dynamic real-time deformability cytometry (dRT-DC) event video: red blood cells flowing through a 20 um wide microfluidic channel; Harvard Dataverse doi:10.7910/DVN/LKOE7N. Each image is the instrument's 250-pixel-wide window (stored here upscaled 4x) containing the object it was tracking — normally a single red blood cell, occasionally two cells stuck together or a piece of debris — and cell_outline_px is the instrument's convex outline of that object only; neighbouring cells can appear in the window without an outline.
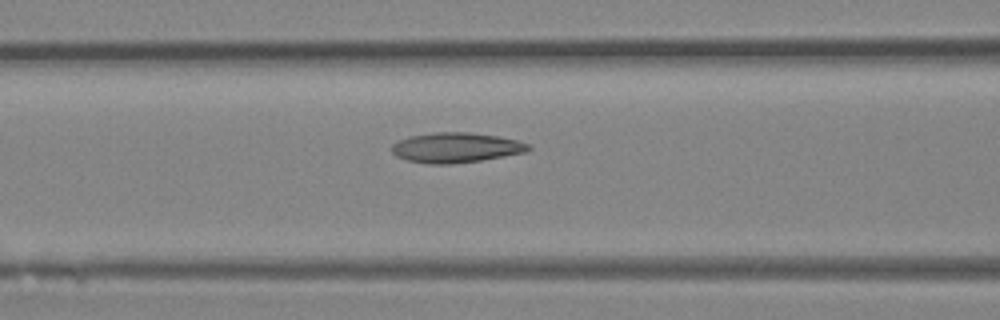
{"species": "Egyptian fruit bat (a non-hibernating species)", "species_latin": "Rousettus aegyptiacus", "temperature_condition": "room temperature", "stored_images_in_passage": 16, "camera_frame_rate_fps": 3000, "um_per_image_px": 0.085, "animal": {"sex": "female"}, "frame": {"image": 1, "passage_image": 10, "time_ms": 3.0, "image_size_px": [1000, 320], "cell_outline_px": [[532, 148], [524, 152], [504, 156], [480, 160], [452, 164], [428, 164], [408, 160], [396, 156], [392, 152], [392, 144], [396, 140], [408, 136], [436, 132], [468, 132], [496, 136], [516, 140], [532, 144]], "centroid_in_image_um": [38.73, 12.54], "position_along_channel_um": 127.9, "area_um2": 23.93}}
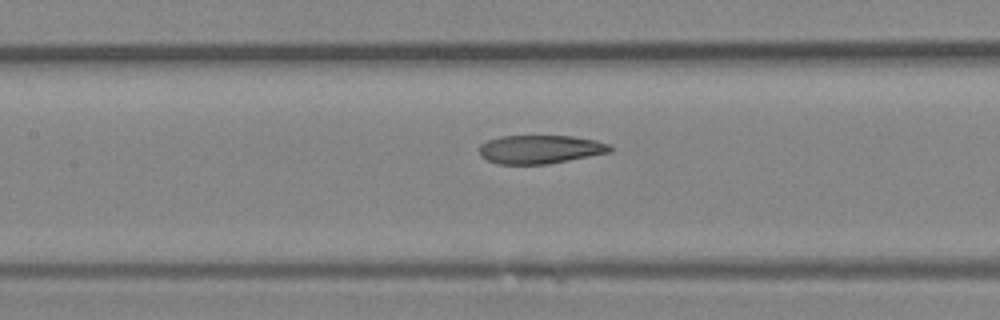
{"frame": {"image": 2, "passage_image": 12, "time_ms": 3.667, "image_size_px": [1000, 320], "cell_outline_px": [[612, 152], [548, 164], [500, 164], [488, 160], [480, 156], [480, 144], [488, 140], [500, 136], [572, 136], [596, 140], [608, 144], [612, 148]], "centroid_in_image_um": [45.92, 12.69], "position_along_channel_um": 161.5, "area_um2": 21.73}}